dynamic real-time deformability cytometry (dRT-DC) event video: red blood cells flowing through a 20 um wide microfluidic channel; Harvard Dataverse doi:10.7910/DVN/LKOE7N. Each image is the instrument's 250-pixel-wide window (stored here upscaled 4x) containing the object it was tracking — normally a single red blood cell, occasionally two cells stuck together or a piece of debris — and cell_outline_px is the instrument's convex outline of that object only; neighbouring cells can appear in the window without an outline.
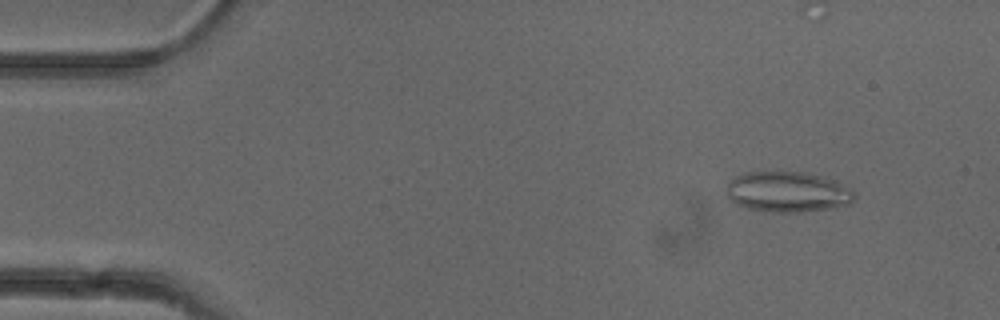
{"species": "common noctule bat (a hibernating species)", "species_latin": "Nyctalus noctula", "temperature_condition": "cold", "stored_images_in_passage": 3, "camera_frame_rate_fps": 3000, "um_per_image_px": 0.085, "animal": {"sex": "female"}, "frame": {"image": 1, "passage_image": 1, "time_ms": 0.0, "image_size_px": [1000, 320], "cell_outline_px": [[856, 196], [848, 204], [828, 208], [800, 212], [772, 212], [748, 208], [736, 204], [728, 200], [724, 196], [724, 192], [728, 180], [744, 172], [804, 172], [836, 180], [856, 192]], "centroid_in_image_um": [66.88, 16.3], "position_along_channel_um": 18.1, "area_um2": 30.52}}